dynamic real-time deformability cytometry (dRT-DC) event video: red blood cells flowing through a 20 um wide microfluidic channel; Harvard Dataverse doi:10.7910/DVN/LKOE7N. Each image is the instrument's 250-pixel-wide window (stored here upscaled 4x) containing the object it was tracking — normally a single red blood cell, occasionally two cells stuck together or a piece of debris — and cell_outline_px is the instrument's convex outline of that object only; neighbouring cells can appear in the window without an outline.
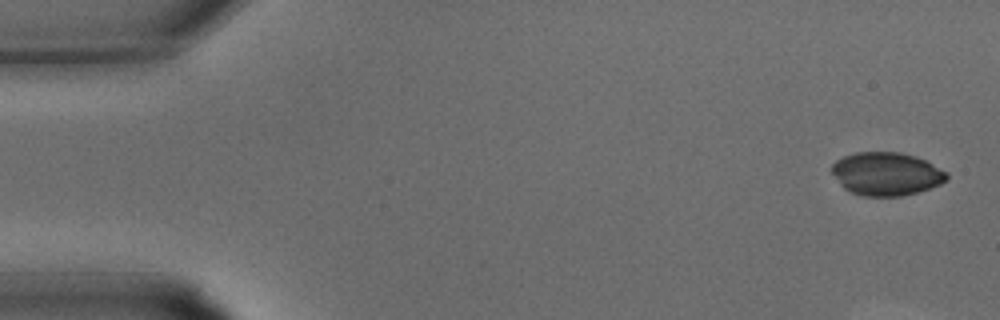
{"species": "common noctule bat (a hibernating species)", "species_latin": "Nyctalus noctula", "temperature_condition": "warm", "stored_images_in_passage": 7, "camera_frame_rate_fps": 3000, "um_per_image_px": 0.085, "animal": {"sex": "male", "body_mass_g": 15.6}, "frame": {"image": 1, "passage_image": 1, "time_ms": 0.0, "image_size_px": [1000, 320], "cell_outline_px": [[948, 180], [940, 184], [916, 192], [900, 196], [860, 196], [844, 188], [840, 184], [832, 172], [832, 164], [836, 160], [844, 156], [856, 152], [900, 152], [916, 156], [948, 172]], "centroid_in_image_um": [75.34, 14.77], "position_along_channel_um": 9.7, "area_um2": 28.84}}